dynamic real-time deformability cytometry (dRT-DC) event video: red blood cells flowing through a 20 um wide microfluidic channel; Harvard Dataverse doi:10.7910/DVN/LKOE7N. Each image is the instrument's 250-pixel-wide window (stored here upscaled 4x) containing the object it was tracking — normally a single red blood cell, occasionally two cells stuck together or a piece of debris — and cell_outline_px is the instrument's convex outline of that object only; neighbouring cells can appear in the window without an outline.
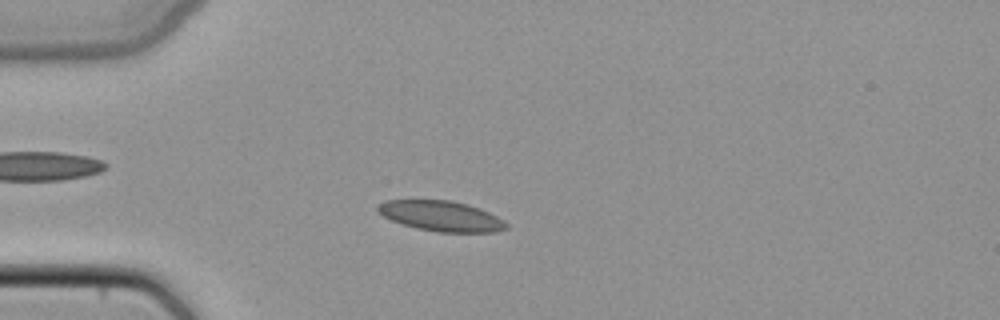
{"species": "common noctule bat (a hibernating species)", "species_latin": "Nyctalus noctula", "temperature_condition": "cold", "stored_images_in_passage": 46, "camera_frame_rate_fps": 3000, "um_per_image_px": 0.085, "animal": {"sex": "female", "body_mass_g": 22.7, "forearm_length_mm": 54.2}, "frame": {"image": 1, "passage_image": 11, "time_ms": 3.333, "image_size_px": [1000, 320], "cell_outline_px": [[508, 228], [496, 232], [436, 232], [416, 228], [400, 224], [384, 216], [376, 208], [384, 200], [452, 200], [468, 204], [480, 208], [504, 220], [508, 224]], "centroid_in_image_um": [37.53, 18.36], "position_along_channel_um": 47.5, "area_um2": 22.77}}
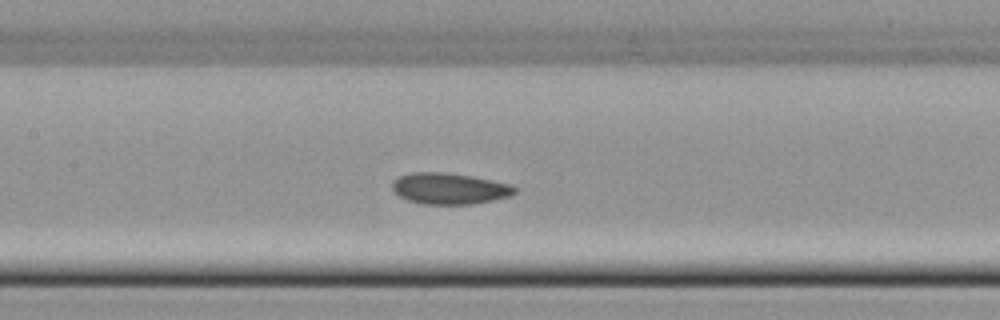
{"frame": {"image": 2, "passage_image": 21, "time_ms": 6.667, "image_size_px": [1000, 320], "cell_outline_px": [[516, 192], [512, 196], [472, 204], [420, 204], [408, 200], [400, 196], [392, 188], [392, 184], [400, 176], [412, 172], [444, 172], [472, 176], [512, 184], [516, 188]], "centroid_in_image_um": [38.24, 16.03], "position_along_channel_um": 169.2, "area_um2": 22.25}}
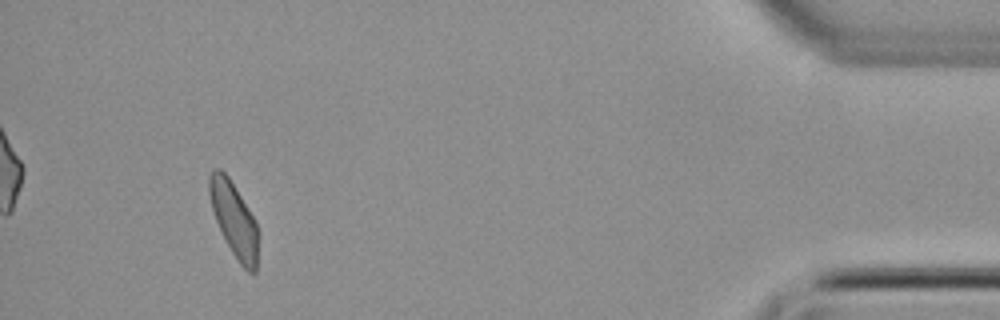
{"frame": {"image": 3, "passage_image": 43, "time_ms": 14.0, "image_size_px": [1000, 320], "cell_outline_px": [[256, 272], [252, 276], [240, 264], [232, 252], [216, 220], [212, 208], [208, 192], [208, 176], [212, 168], [220, 168], [228, 176], [256, 220]], "centroid_in_image_um": [19.86, 18.6], "position_along_channel_um": 415.3, "area_um2": 20.81}}